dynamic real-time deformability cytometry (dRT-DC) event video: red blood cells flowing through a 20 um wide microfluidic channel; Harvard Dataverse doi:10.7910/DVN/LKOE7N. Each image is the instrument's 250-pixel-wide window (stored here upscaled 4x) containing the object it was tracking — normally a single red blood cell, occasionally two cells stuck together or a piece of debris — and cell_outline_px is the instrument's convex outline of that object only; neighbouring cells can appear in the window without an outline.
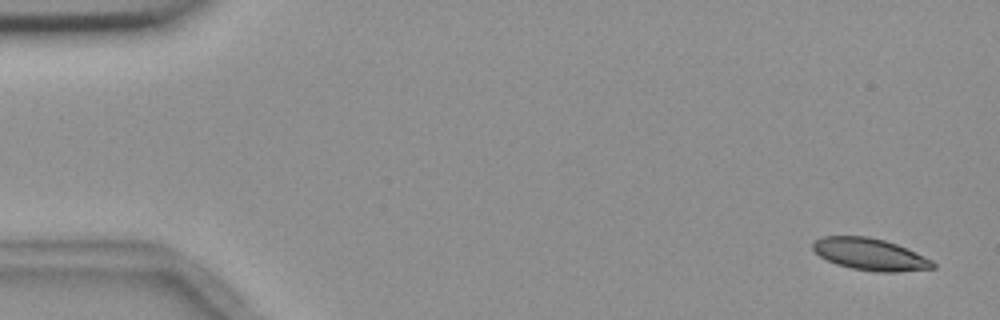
{"species": "common noctule bat (a hibernating species)", "species_latin": "Nyctalus noctula", "temperature_condition": "room temperature", "stored_images_in_passage": 5, "camera_frame_rate_fps": 3000, "um_per_image_px": 0.085, "animal": {"sex": "female", "body_mass_g": 18.4}, "frame": {"image": 1, "passage_image": 1, "time_ms": 0.0, "image_size_px": [1000, 320], "cell_outline_px": [[936, 268], [900, 272], [876, 272], [852, 268], [836, 264], [820, 256], [812, 248], [812, 244], [820, 236], [868, 236], [884, 240], [896, 244], [932, 260], [936, 264]], "centroid_in_image_um": [73.96, 21.62], "position_along_channel_um": 11.0, "area_um2": 22.25}}
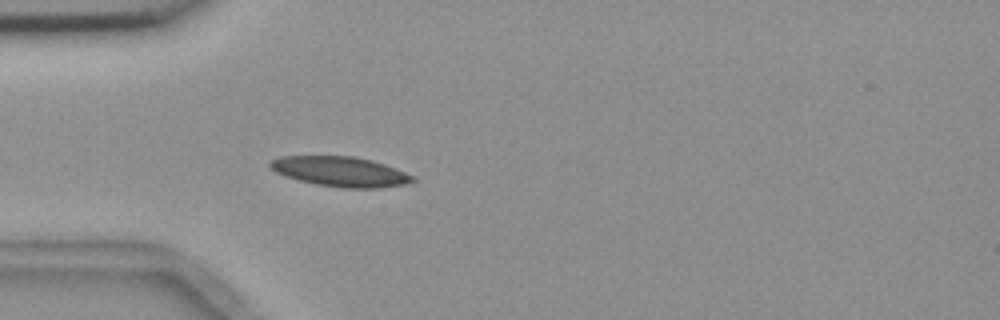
{"frame": {"image": 2, "passage_image": 5, "time_ms": 4.667, "image_size_px": [1000, 320], "cell_outline_px": [[416, 180], [404, 184], [380, 188], [344, 188], [316, 184], [284, 176], [268, 168], [268, 160], [280, 156], [352, 156], [372, 160], [396, 168], [416, 176]], "centroid_in_image_um": [28.91, 14.58], "position_along_channel_um": 56.1, "area_um2": 25.09}}